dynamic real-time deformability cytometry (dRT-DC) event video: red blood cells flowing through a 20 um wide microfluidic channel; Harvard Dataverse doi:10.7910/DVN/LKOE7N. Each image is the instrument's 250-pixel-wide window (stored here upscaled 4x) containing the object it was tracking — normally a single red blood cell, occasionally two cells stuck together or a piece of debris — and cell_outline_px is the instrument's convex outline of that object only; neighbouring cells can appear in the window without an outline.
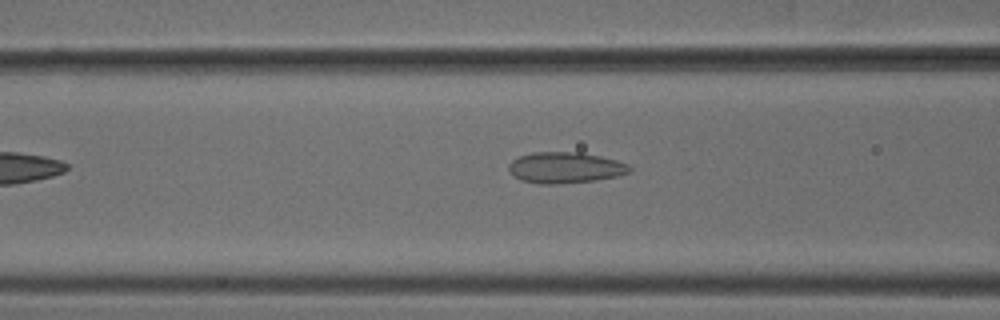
{"species": "common noctule bat (a hibernating species)", "species_latin": "Nyctalus noctula", "temperature_condition": "cold", "stored_images_in_passage": 5, "camera_frame_rate_fps": 3000, "um_per_image_px": 0.085, "animal": {"sex": "male", "body_mass_g": 18.8}, "frame": {"image": 1, "passage_image": 4, "time_ms": 1.0, "image_size_px": [1000, 320], "cell_outline_px": [[632, 168], [628, 172], [616, 176], [596, 180], [556, 184], [540, 184], [520, 180], [508, 168], [508, 164], [512, 160], [520, 156], [532, 152], [580, 152], [600, 156], [616, 160], [628, 164]], "centroid_in_image_um": [48.03, 14.24], "position_along_channel_um": 118.6, "area_um2": 21.73}}
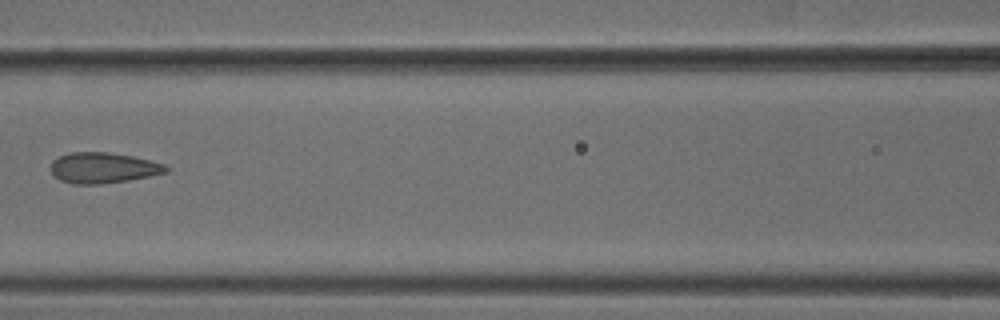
{"frame": {"image": 2, "passage_image": 5, "time_ms": 1.333, "image_size_px": [1000, 320], "cell_outline_px": [[168, 172], [128, 180], [100, 184], [72, 184], [60, 180], [52, 176], [48, 168], [52, 160], [60, 156], [72, 152], [108, 152], [132, 156], [164, 164], [168, 168]], "centroid_in_image_um": [8.69, 14.27], "position_along_channel_um": 157.9, "area_um2": 20.69}}